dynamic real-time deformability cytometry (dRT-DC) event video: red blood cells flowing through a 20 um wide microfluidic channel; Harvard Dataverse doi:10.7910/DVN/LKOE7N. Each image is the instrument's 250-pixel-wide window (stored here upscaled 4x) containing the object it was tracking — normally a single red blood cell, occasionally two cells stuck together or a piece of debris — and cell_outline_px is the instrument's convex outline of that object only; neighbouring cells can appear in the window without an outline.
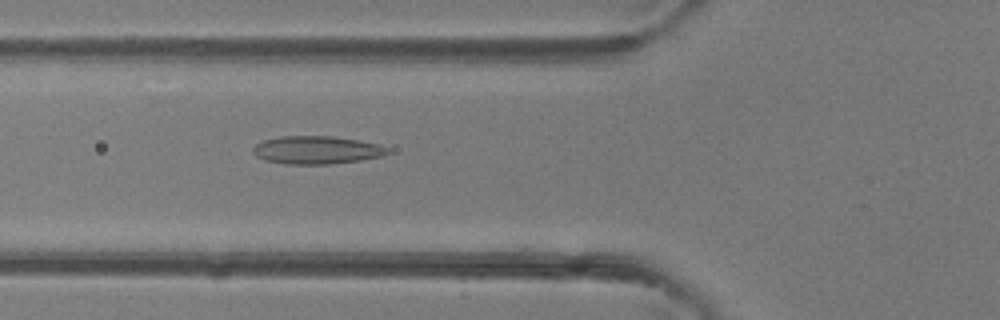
{"species": "common noctule bat (a hibernating species)", "species_latin": "Nyctalus noctula", "temperature_condition": "room temperature", "stored_images_in_passage": 35, "camera_frame_rate_fps": 3000, "um_per_image_px": 0.085, "animal": {"sex": "female"}, "frame": {"image": 1, "passage_image": 6, "time_ms": 1.667, "image_size_px": [1000, 320], "cell_outline_px": [[388, 152], [380, 156], [360, 160], [328, 164], [284, 164], [264, 160], [256, 156], [252, 152], [252, 148], [256, 144], [264, 140], [280, 136], [332, 136], [360, 140], [380, 144], [388, 148]], "centroid_in_image_um": [26.88, 12.74], "position_along_channel_um": 98.9, "area_um2": 21.96}}
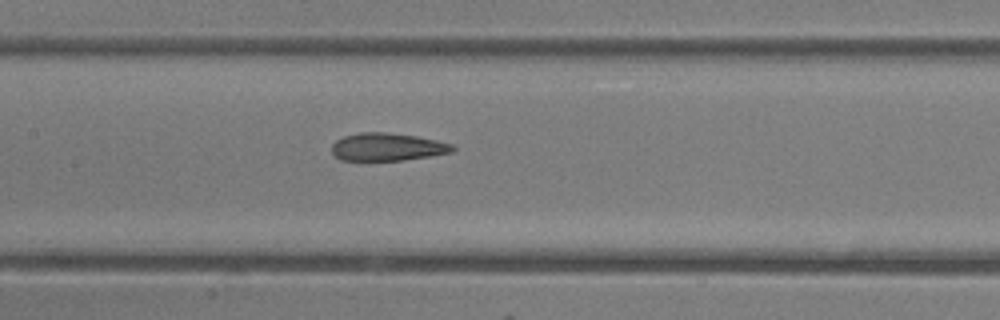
{"frame": {"image": 2, "passage_image": 11, "time_ms": 3.333, "image_size_px": [1000, 320], "cell_outline_px": [[456, 148], [452, 152], [404, 160], [340, 160], [332, 152], [332, 144], [336, 140], [344, 136], [360, 132], [388, 132], [416, 136], [436, 140], [452, 144]], "centroid_in_image_um": [32.91, 12.48], "position_along_channel_um": 174.5, "area_um2": 19.48}}
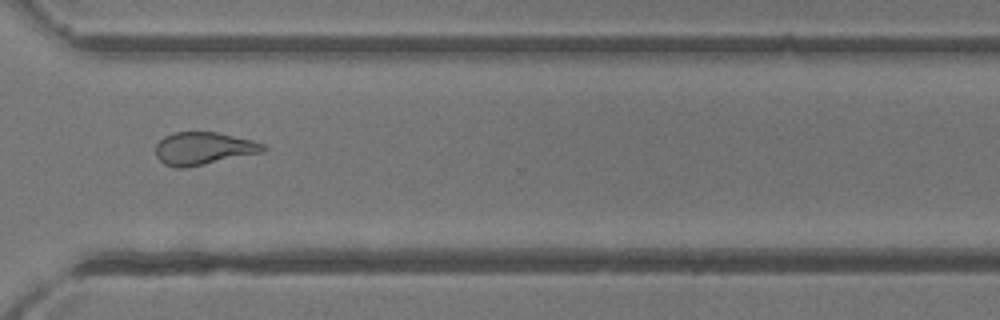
{"frame": {"image": 3, "passage_image": 23, "time_ms": 7.333, "image_size_px": [1000, 320], "cell_outline_px": [[268, 148], [264, 152], [188, 168], [176, 168], [164, 164], [156, 156], [156, 144], [164, 136], [172, 132], [220, 132], [252, 140], [264, 144]], "centroid_in_image_um": [17.31, 12.62], "position_along_channel_um": 353.3, "area_um2": 20.81}, "authors_computed_cell_mechanics": {"area_um2": 21.4438, "velocity_mm_per_s": 4.4896, "shape_relaxation_time_tau1_ms": null, "shape_relaxation_time_tau2_ms": 2.4991, "deformation_change_tau1": null, "deformation_change_tau2": 0.1126}}